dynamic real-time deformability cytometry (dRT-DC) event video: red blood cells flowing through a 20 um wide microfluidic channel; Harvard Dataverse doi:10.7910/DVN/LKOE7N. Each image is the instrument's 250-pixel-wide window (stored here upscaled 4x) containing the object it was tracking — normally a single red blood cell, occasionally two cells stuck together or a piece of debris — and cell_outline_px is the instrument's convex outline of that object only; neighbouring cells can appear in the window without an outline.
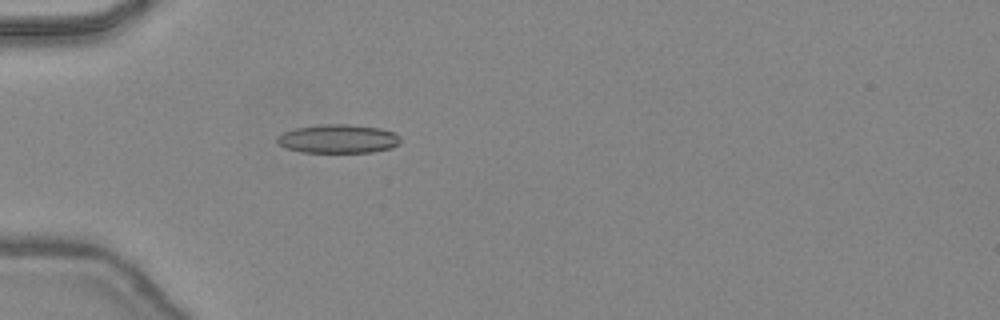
{"species": "common noctule bat (a hibernating species)", "species_latin": "Nyctalus noctula", "temperature_condition": "warm", "stored_images_in_passage": 47, "camera_frame_rate_fps": 3000, "um_per_image_px": 0.085, "animal": {"sex": "female", "body_mass_g": 24.6, "forearm_length_mm": 56.2}, "frame": {"image": 1, "passage_image": 16, "time_ms": 5.0, "image_size_px": [1000, 320], "cell_outline_px": [[400, 144], [392, 148], [372, 152], [300, 152], [284, 148], [276, 140], [276, 136], [284, 132], [296, 128], [324, 124], [348, 124], [380, 128], [396, 132], [400, 136]], "centroid_in_image_um": [28.77, 11.8], "position_along_channel_um": 56.2, "area_um2": 20.81}}
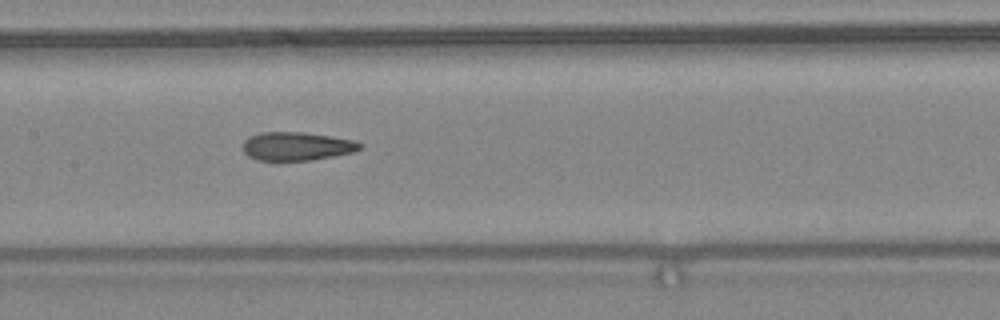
{"frame": {"image": 2, "passage_image": 25, "time_ms": 8.0, "image_size_px": [1000, 320], "cell_outline_px": [[364, 144], [360, 148], [352, 152], [312, 160], [256, 160], [248, 156], [244, 152], [244, 140], [252, 136], [264, 132], [304, 132], [356, 140]], "centroid_in_image_um": [25.25, 12.43], "position_along_channel_um": 182.2, "area_um2": 19.25}}
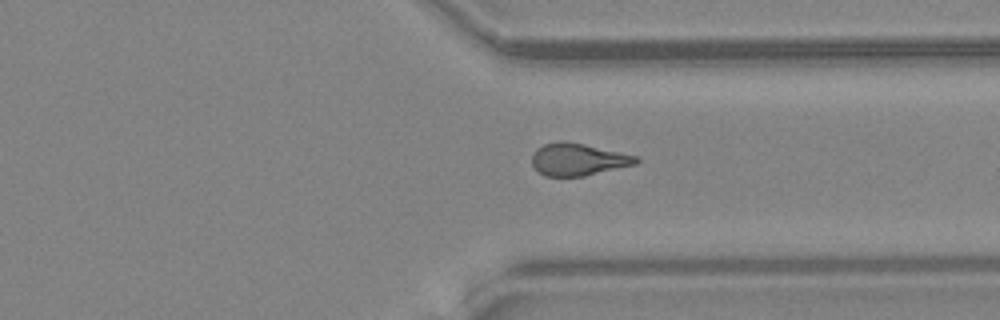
{"frame": {"image": 3, "passage_image": 37, "time_ms": 12.0, "image_size_px": [1000, 320], "cell_outline_px": [[640, 160], [636, 164], [584, 176], [544, 176], [536, 172], [532, 164], [532, 152], [536, 148], [544, 144], [560, 140], [564, 140], [584, 144], [636, 156]], "centroid_in_image_um": [49.07, 13.55], "position_along_channel_um": 362.3, "area_um2": 19.65}, "authors_computed_cell_mechanics": {"area_um2": 19.652, "velocity_mm_per_s": 4.5161, "shape_relaxation_time_tau1_ms": null, "shape_relaxation_time_tau2_ms": 1.9824, "deformation_change_tau1": null, "deformation_change_tau2": 0.1126}}